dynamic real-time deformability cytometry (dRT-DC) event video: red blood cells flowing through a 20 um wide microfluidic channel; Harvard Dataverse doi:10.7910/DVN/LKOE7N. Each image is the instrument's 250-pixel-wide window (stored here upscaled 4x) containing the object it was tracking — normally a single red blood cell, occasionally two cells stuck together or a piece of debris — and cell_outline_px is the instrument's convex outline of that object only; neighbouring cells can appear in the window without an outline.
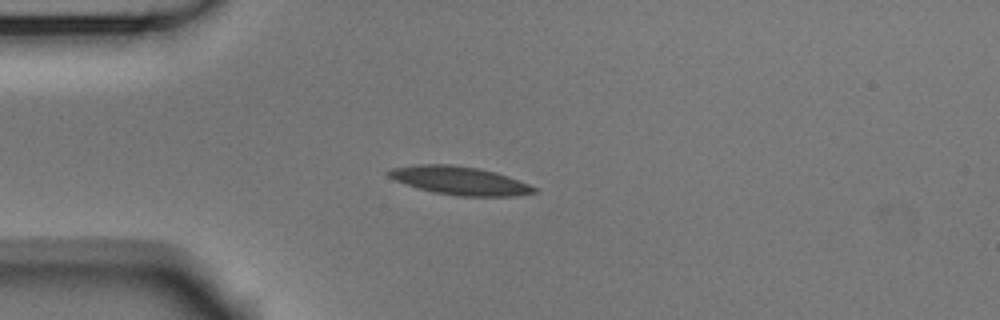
{"species": "Egyptian fruit bat (a non-hibernating species)", "species_latin": "Rousettus aegyptiacus", "temperature_condition": "room temperature", "stored_images_in_passage": 5, "camera_frame_rate_fps": 3000, "um_per_image_px": 0.085, "animal": {"sex": "male"}, "frame": {"image": 1, "passage_image": 4, "time_ms": 1.0, "image_size_px": [1000, 320], "cell_outline_px": [[540, 192], [512, 196], [456, 196], [432, 192], [396, 180], [388, 176], [384, 172], [388, 168], [412, 164], [448, 164], [476, 168], [496, 172], [508, 176], [528, 184], [536, 188]], "centroid_in_image_um": [39.04, 15.34], "position_along_channel_um": 46.0, "area_um2": 24.04}}